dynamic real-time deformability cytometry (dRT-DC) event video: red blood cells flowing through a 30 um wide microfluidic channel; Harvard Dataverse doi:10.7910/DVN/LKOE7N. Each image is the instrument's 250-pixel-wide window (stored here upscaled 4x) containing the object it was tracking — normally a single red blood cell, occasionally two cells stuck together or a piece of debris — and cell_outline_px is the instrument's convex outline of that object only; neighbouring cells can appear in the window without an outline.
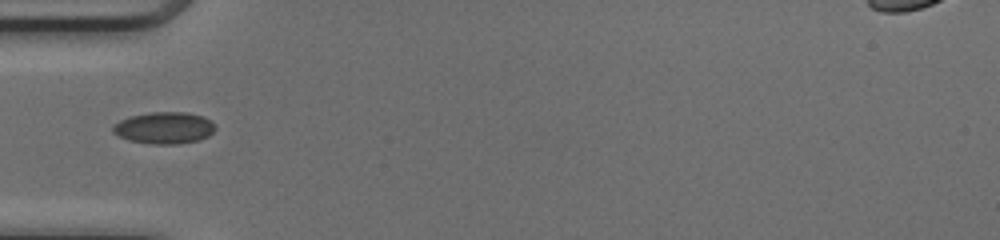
{"species": "common noctule bat (a hibernating species)", "species_latin": "Nyctalus noctula", "temperature_condition": "cold", "stored_images_in_passage": 8, "camera_frame_rate_fps": 3000, "um_per_image_px": 0.085, "animal": {"sex": "female", "body_mass_g": 17.0, "forearm_length_mm": 48.0}, "frame": {"image": 1, "passage_image": 1, "time_ms": 0.0, "image_size_px": [1000, 240], "cell_outline_px": [[216, 128], [208, 136], [200, 140], [176, 144], [152, 144], [128, 140], [112, 132], [112, 124], [128, 116], [148, 112], [188, 112], [204, 116], [212, 120]], "centroid_in_image_um": [13.96, 10.85], "position_along_channel_um": 71.0, "area_um2": 19.25}}
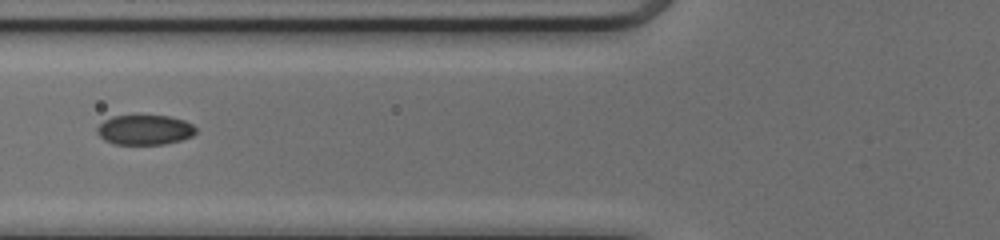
{"frame": {"image": 2, "passage_image": 4, "time_ms": 1.0, "image_size_px": [1000, 240], "cell_outline_px": [[196, 132], [192, 136], [180, 140], [164, 144], [112, 144], [104, 140], [96, 132], [96, 128], [104, 120], [112, 116], [168, 116], [184, 120], [192, 124], [196, 128]], "centroid_in_image_um": [12.28, 11.04], "position_along_channel_um": 113.5, "area_um2": 17.17}}